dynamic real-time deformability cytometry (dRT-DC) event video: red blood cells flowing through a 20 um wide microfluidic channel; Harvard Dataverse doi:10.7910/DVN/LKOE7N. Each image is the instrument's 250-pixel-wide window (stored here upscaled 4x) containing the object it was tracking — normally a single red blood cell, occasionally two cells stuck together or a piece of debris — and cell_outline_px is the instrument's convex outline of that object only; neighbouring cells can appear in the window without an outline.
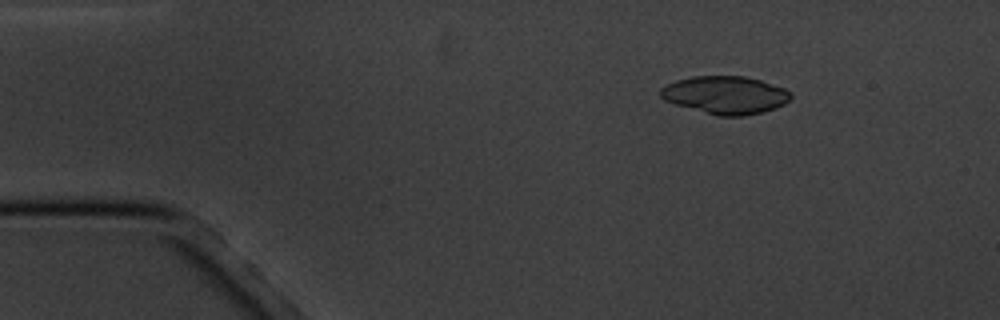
{"species": "common noctule bat (a hibernating species)", "species_latin": "Nyctalus noctula", "temperature_condition": "cold", "stored_images_in_passage": 6, "camera_frame_rate_fps": 3000, "um_per_image_px": 0.085, "animal": {"sex": "male", "body_mass_g": 20.1, "forearm_length_mm": 53.5}, "frame": {"image": 1, "passage_image": 3, "time_ms": 2.333, "image_size_px": [1000, 320], "cell_outline_px": [[792, 96], [784, 104], [760, 112], [744, 116], [716, 116], [676, 104], [664, 100], [660, 96], [660, 88], [676, 80], [692, 76], [744, 76], [760, 80], [784, 88], [792, 92]], "centroid_in_image_um": [61.64, 8.07], "position_along_channel_um": 23.4, "area_um2": 28.55}}